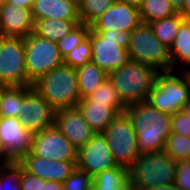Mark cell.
Returning <instances> with one entry per match:
<instances>
[{"instance_id": "cell-14", "label": "cell", "mask_w": 190, "mask_h": 190, "mask_svg": "<svg viewBox=\"0 0 190 190\" xmlns=\"http://www.w3.org/2000/svg\"><path fill=\"white\" fill-rule=\"evenodd\" d=\"M76 163L79 169L93 177L118 166L103 133L95 134L86 145L78 149Z\"/></svg>"}, {"instance_id": "cell-25", "label": "cell", "mask_w": 190, "mask_h": 190, "mask_svg": "<svg viewBox=\"0 0 190 190\" xmlns=\"http://www.w3.org/2000/svg\"><path fill=\"white\" fill-rule=\"evenodd\" d=\"M185 20L186 19L178 13L176 15L149 23V25L160 42L170 48L178 34L181 24Z\"/></svg>"}, {"instance_id": "cell-6", "label": "cell", "mask_w": 190, "mask_h": 190, "mask_svg": "<svg viewBox=\"0 0 190 190\" xmlns=\"http://www.w3.org/2000/svg\"><path fill=\"white\" fill-rule=\"evenodd\" d=\"M129 60L149 65L158 72L172 71L170 48L161 43L148 23L141 22L129 39Z\"/></svg>"}, {"instance_id": "cell-9", "label": "cell", "mask_w": 190, "mask_h": 190, "mask_svg": "<svg viewBox=\"0 0 190 190\" xmlns=\"http://www.w3.org/2000/svg\"><path fill=\"white\" fill-rule=\"evenodd\" d=\"M64 63L56 42L34 33L25 38V64L27 77L34 82Z\"/></svg>"}, {"instance_id": "cell-26", "label": "cell", "mask_w": 190, "mask_h": 190, "mask_svg": "<svg viewBox=\"0 0 190 190\" xmlns=\"http://www.w3.org/2000/svg\"><path fill=\"white\" fill-rule=\"evenodd\" d=\"M143 23H152L178 14L169 0H143L139 9Z\"/></svg>"}, {"instance_id": "cell-10", "label": "cell", "mask_w": 190, "mask_h": 190, "mask_svg": "<svg viewBox=\"0 0 190 190\" xmlns=\"http://www.w3.org/2000/svg\"><path fill=\"white\" fill-rule=\"evenodd\" d=\"M0 82L8 86H32L25 64V39L0 36Z\"/></svg>"}, {"instance_id": "cell-22", "label": "cell", "mask_w": 190, "mask_h": 190, "mask_svg": "<svg viewBox=\"0 0 190 190\" xmlns=\"http://www.w3.org/2000/svg\"><path fill=\"white\" fill-rule=\"evenodd\" d=\"M81 24L80 20L39 19L35 20L33 33L41 38L57 42Z\"/></svg>"}, {"instance_id": "cell-49", "label": "cell", "mask_w": 190, "mask_h": 190, "mask_svg": "<svg viewBox=\"0 0 190 190\" xmlns=\"http://www.w3.org/2000/svg\"><path fill=\"white\" fill-rule=\"evenodd\" d=\"M7 2V0H0V7L4 5Z\"/></svg>"}, {"instance_id": "cell-28", "label": "cell", "mask_w": 190, "mask_h": 190, "mask_svg": "<svg viewBox=\"0 0 190 190\" xmlns=\"http://www.w3.org/2000/svg\"><path fill=\"white\" fill-rule=\"evenodd\" d=\"M23 104V86H8L0 101V116H21V105Z\"/></svg>"}, {"instance_id": "cell-50", "label": "cell", "mask_w": 190, "mask_h": 190, "mask_svg": "<svg viewBox=\"0 0 190 190\" xmlns=\"http://www.w3.org/2000/svg\"><path fill=\"white\" fill-rule=\"evenodd\" d=\"M0 190H4L3 185L1 184V182H0Z\"/></svg>"}, {"instance_id": "cell-36", "label": "cell", "mask_w": 190, "mask_h": 190, "mask_svg": "<svg viewBox=\"0 0 190 190\" xmlns=\"http://www.w3.org/2000/svg\"><path fill=\"white\" fill-rule=\"evenodd\" d=\"M171 133L183 134L190 137L189 116L182 111L173 114L171 118Z\"/></svg>"}, {"instance_id": "cell-48", "label": "cell", "mask_w": 190, "mask_h": 190, "mask_svg": "<svg viewBox=\"0 0 190 190\" xmlns=\"http://www.w3.org/2000/svg\"><path fill=\"white\" fill-rule=\"evenodd\" d=\"M71 1L74 2L76 5H79L82 0H71Z\"/></svg>"}, {"instance_id": "cell-44", "label": "cell", "mask_w": 190, "mask_h": 190, "mask_svg": "<svg viewBox=\"0 0 190 190\" xmlns=\"http://www.w3.org/2000/svg\"><path fill=\"white\" fill-rule=\"evenodd\" d=\"M172 6L176 9L178 13L181 12L183 6V0H169Z\"/></svg>"}, {"instance_id": "cell-19", "label": "cell", "mask_w": 190, "mask_h": 190, "mask_svg": "<svg viewBox=\"0 0 190 190\" xmlns=\"http://www.w3.org/2000/svg\"><path fill=\"white\" fill-rule=\"evenodd\" d=\"M33 19L80 20L78 5L71 0H35L32 8Z\"/></svg>"}, {"instance_id": "cell-5", "label": "cell", "mask_w": 190, "mask_h": 190, "mask_svg": "<svg viewBox=\"0 0 190 190\" xmlns=\"http://www.w3.org/2000/svg\"><path fill=\"white\" fill-rule=\"evenodd\" d=\"M189 101L190 81L183 71L159 72L146 100L155 109L170 115L182 111Z\"/></svg>"}, {"instance_id": "cell-34", "label": "cell", "mask_w": 190, "mask_h": 190, "mask_svg": "<svg viewBox=\"0 0 190 190\" xmlns=\"http://www.w3.org/2000/svg\"><path fill=\"white\" fill-rule=\"evenodd\" d=\"M93 183L94 177L77 167L63 182V190H93Z\"/></svg>"}, {"instance_id": "cell-1", "label": "cell", "mask_w": 190, "mask_h": 190, "mask_svg": "<svg viewBox=\"0 0 190 190\" xmlns=\"http://www.w3.org/2000/svg\"><path fill=\"white\" fill-rule=\"evenodd\" d=\"M125 112L135 128L140 154L164 150L171 134L172 115L155 109L146 101L127 106Z\"/></svg>"}, {"instance_id": "cell-20", "label": "cell", "mask_w": 190, "mask_h": 190, "mask_svg": "<svg viewBox=\"0 0 190 190\" xmlns=\"http://www.w3.org/2000/svg\"><path fill=\"white\" fill-rule=\"evenodd\" d=\"M84 120L96 133H104L111 122L119 115L108 104H101L81 99L76 106Z\"/></svg>"}, {"instance_id": "cell-21", "label": "cell", "mask_w": 190, "mask_h": 190, "mask_svg": "<svg viewBox=\"0 0 190 190\" xmlns=\"http://www.w3.org/2000/svg\"><path fill=\"white\" fill-rule=\"evenodd\" d=\"M170 56L172 71H183L190 65V20H185L181 24L178 34L170 47ZM180 64H182L181 67H179Z\"/></svg>"}, {"instance_id": "cell-43", "label": "cell", "mask_w": 190, "mask_h": 190, "mask_svg": "<svg viewBox=\"0 0 190 190\" xmlns=\"http://www.w3.org/2000/svg\"><path fill=\"white\" fill-rule=\"evenodd\" d=\"M145 190H179L174 184L164 185V186H158V187H152L150 189Z\"/></svg>"}, {"instance_id": "cell-32", "label": "cell", "mask_w": 190, "mask_h": 190, "mask_svg": "<svg viewBox=\"0 0 190 190\" xmlns=\"http://www.w3.org/2000/svg\"><path fill=\"white\" fill-rule=\"evenodd\" d=\"M92 61V48L90 38L87 37L78 46L74 47L64 57V64L70 65L72 68L77 69Z\"/></svg>"}, {"instance_id": "cell-42", "label": "cell", "mask_w": 190, "mask_h": 190, "mask_svg": "<svg viewBox=\"0 0 190 190\" xmlns=\"http://www.w3.org/2000/svg\"><path fill=\"white\" fill-rule=\"evenodd\" d=\"M121 3H126L129 6L135 7L136 9H140L142 6L143 0H116Z\"/></svg>"}, {"instance_id": "cell-37", "label": "cell", "mask_w": 190, "mask_h": 190, "mask_svg": "<svg viewBox=\"0 0 190 190\" xmlns=\"http://www.w3.org/2000/svg\"><path fill=\"white\" fill-rule=\"evenodd\" d=\"M45 180L32 174H28L24 170L21 172L20 183L22 190H43Z\"/></svg>"}, {"instance_id": "cell-12", "label": "cell", "mask_w": 190, "mask_h": 190, "mask_svg": "<svg viewBox=\"0 0 190 190\" xmlns=\"http://www.w3.org/2000/svg\"><path fill=\"white\" fill-rule=\"evenodd\" d=\"M31 153L44 159L77 161L78 149L53 126L34 133Z\"/></svg>"}, {"instance_id": "cell-31", "label": "cell", "mask_w": 190, "mask_h": 190, "mask_svg": "<svg viewBox=\"0 0 190 190\" xmlns=\"http://www.w3.org/2000/svg\"><path fill=\"white\" fill-rule=\"evenodd\" d=\"M89 31V25L79 24L70 33L59 39L56 44L60 50L61 56L64 58L74 47L85 40L88 37Z\"/></svg>"}, {"instance_id": "cell-38", "label": "cell", "mask_w": 190, "mask_h": 190, "mask_svg": "<svg viewBox=\"0 0 190 190\" xmlns=\"http://www.w3.org/2000/svg\"><path fill=\"white\" fill-rule=\"evenodd\" d=\"M43 190H63V183L57 181H46Z\"/></svg>"}, {"instance_id": "cell-46", "label": "cell", "mask_w": 190, "mask_h": 190, "mask_svg": "<svg viewBox=\"0 0 190 190\" xmlns=\"http://www.w3.org/2000/svg\"><path fill=\"white\" fill-rule=\"evenodd\" d=\"M7 87H8L7 84L0 82V101H1L2 95Z\"/></svg>"}, {"instance_id": "cell-47", "label": "cell", "mask_w": 190, "mask_h": 190, "mask_svg": "<svg viewBox=\"0 0 190 190\" xmlns=\"http://www.w3.org/2000/svg\"><path fill=\"white\" fill-rule=\"evenodd\" d=\"M183 72L187 75V78L190 81V65L187 68H185Z\"/></svg>"}, {"instance_id": "cell-16", "label": "cell", "mask_w": 190, "mask_h": 190, "mask_svg": "<svg viewBox=\"0 0 190 190\" xmlns=\"http://www.w3.org/2000/svg\"><path fill=\"white\" fill-rule=\"evenodd\" d=\"M140 12L135 7L116 1L91 25L93 31L118 30L132 32L140 23Z\"/></svg>"}, {"instance_id": "cell-2", "label": "cell", "mask_w": 190, "mask_h": 190, "mask_svg": "<svg viewBox=\"0 0 190 190\" xmlns=\"http://www.w3.org/2000/svg\"><path fill=\"white\" fill-rule=\"evenodd\" d=\"M31 87L55 111L76 107L81 100L76 69L64 63L38 77Z\"/></svg>"}, {"instance_id": "cell-30", "label": "cell", "mask_w": 190, "mask_h": 190, "mask_svg": "<svg viewBox=\"0 0 190 190\" xmlns=\"http://www.w3.org/2000/svg\"><path fill=\"white\" fill-rule=\"evenodd\" d=\"M164 151L175 162L190 160V137L171 133L166 140Z\"/></svg>"}, {"instance_id": "cell-41", "label": "cell", "mask_w": 190, "mask_h": 190, "mask_svg": "<svg viewBox=\"0 0 190 190\" xmlns=\"http://www.w3.org/2000/svg\"><path fill=\"white\" fill-rule=\"evenodd\" d=\"M10 162L11 160L6 156V154L3 151H0V173Z\"/></svg>"}, {"instance_id": "cell-8", "label": "cell", "mask_w": 190, "mask_h": 190, "mask_svg": "<svg viewBox=\"0 0 190 190\" xmlns=\"http://www.w3.org/2000/svg\"><path fill=\"white\" fill-rule=\"evenodd\" d=\"M117 165L129 168L140 155L137 135L126 112L119 114L103 133Z\"/></svg>"}, {"instance_id": "cell-15", "label": "cell", "mask_w": 190, "mask_h": 190, "mask_svg": "<svg viewBox=\"0 0 190 190\" xmlns=\"http://www.w3.org/2000/svg\"><path fill=\"white\" fill-rule=\"evenodd\" d=\"M23 170L45 181L63 183L77 168V161H60L44 159L34 156L31 152L24 155L19 161Z\"/></svg>"}, {"instance_id": "cell-39", "label": "cell", "mask_w": 190, "mask_h": 190, "mask_svg": "<svg viewBox=\"0 0 190 190\" xmlns=\"http://www.w3.org/2000/svg\"><path fill=\"white\" fill-rule=\"evenodd\" d=\"M35 0H7L10 4H15L17 7H27L32 8L33 2Z\"/></svg>"}, {"instance_id": "cell-29", "label": "cell", "mask_w": 190, "mask_h": 190, "mask_svg": "<svg viewBox=\"0 0 190 190\" xmlns=\"http://www.w3.org/2000/svg\"><path fill=\"white\" fill-rule=\"evenodd\" d=\"M115 2L116 0H82L78 5L81 24L90 26Z\"/></svg>"}, {"instance_id": "cell-13", "label": "cell", "mask_w": 190, "mask_h": 190, "mask_svg": "<svg viewBox=\"0 0 190 190\" xmlns=\"http://www.w3.org/2000/svg\"><path fill=\"white\" fill-rule=\"evenodd\" d=\"M34 133L25 129L19 118L0 116V145L11 161H19L32 150Z\"/></svg>"}, {"instance_id": "cell-33", "label": "cell", "mask_w": 190, "mask_h": 190, "mask_svg": "<svg viewBox=\"0 0 190 190\" xmlns=\"http://www.w3.org/2000/svg\"><path fill=\"white\" fill-rule=\"evenodd\" d=\"M23 166L18 161H11L0 173V182L4 190H22L20 183Z\"/></svg>"}, {"instance_id": "cell-27", "label": "cell", "mask_w": 190, "mask_h": 190, "mask_svg": "<svg viewBox=\"0 0 190 190\" xmlns=\"http://www.w3.org/2000/svg\"><path fill=\"white\" fill-rule=\"evenodd\" d=\"M86 99L91 102L108 104L118 114L124 113L126 110V106L122 103L117 90L109 78H107L95 92L86 97Z\"/></svg>"}, {"instance_id": "cell-40", "label": "cell", "mask_w": 190, "mask_h": 190, "mask_svg": "<svg viewBox=\"0 0 190 190\" xmlns=\"http://www.w3.org/2000/svg\"><path fill=\"white\" fill-rule=\"evenodd\" d=\"M180 14L186 19L190 20V0H183V6Z\"/></svg>"}, {"instance_id": "cell-7", "label": "cell", "mask_w": 190, "mask_h": 190, "mask_svg": "<svg viewBox=\"0 0 190 190\" xmlns=\"http://www.w3.org/2000/svg\"><path fill=\"white\" fill-rule=\"evenodd\" d=\"M92 48V62L97 64L107 74L120 68L129 61L128 31H93L88 33Z\"/></svg>"}, {"instance_id": "cell-35", "label": "cell", "mask_w": 190, "mask_h": 190, "mask_svg": "<svg viewBox=\"0 0 190 190\" xmlns=\"http://www.w3.org/2000/svg\"><path fill=\"white\" fill-rule=\"evenodd\" d=\"M174 185L179 190H190V160L176 162Z\"/></svg>"}, {"instance_id": "cell-18", "label": "cell", "mask_w": 190, "mask_h": 190, "mask_svg": "<svg viewBox=\"0 0 190 190\" xmlns=\"http://www.w3.org/2000/svg\"><path fill=\"white\" fill-rule=\"evenodd\" d=\"M32 11L6 2L0 7V36L25 39L34 31Z\"/></svg>"}, {"instance_id": "cell-17", "label": "cell", "mask_w": 190, "mask_h": 190, "mask_svg": "<svg viewBox=\"0 0 190 190\" xmlns=\"http://www.w3.org/2000/svg\"><path fill=\"white\" fill-rule=\"evenodd\" d=\"M55 126L77 149L86 145L96 134L77 107L56 111Z\"/></svg>"}, {"instance_id": "cell-45", "label": "cell", "mask_w": 190, "mask_h": 190, "mask_svg": "<svg viewBox=\"0 0 190 190\" xmlns=\"http://www.w3.org/2000/svg\"><path fill=\"white\" fill-rule=\"evenodd\" d=\"M182 112L189 116L190 120V101L184 105V107L182 108Z\"/></svg>"}, {"instance_id": "cell-3", "label": "cell", "mask_w": 190, "mask_h": 190, "mask_svg": "<svg viewBox=\"0 0 190 190\" xmlns=\"http://www.w3.org/2000/svg\"><path fill=\"white\" fill-rule=\"evenodd\" d=\"M158 73L149 65L129 60L125 65L110 72L108 78L127 107L147 100Z\"/></svg>"}, {"instance_id": "cell-23", "label": "cell", "mask_w": 190, "mask_h": 190, "mask_svg": "<svg viewBox=\"0 0 190 190\" xmlns=\"http://www.w3.org/2000/svg\"><path fill=\"white\" fill-rule=\"evenodd\" d=\"M81 99L91 95L108 78V74L94 62L76 69Z\"/></svg>"}, {"instance_id": "cell-24", "label": "cell", "mask_w": 190, "mask_h": 190, "mask_svg": "<svg viewBox=\"0 0 190 190\" xmlns=\"http://www.w3.org/2000/svg\"><path fill=\"white\" fill-rule=\"evenodd\" d=\"M129 170L116 166L94 176L93 190H129Z\"/></svg>"}, {"instance_id": "cell-11", "label": "cell", "mask_w": 190, "mask_h": 190, "mask_svg": "<svg viewBox=\"0 0 190 190\" xmlns=\"http://www.w3.org/2000/svg\"><path fill=\"white\" fill-rule=\"evenodd\" d=\"M56 111L31 86H23V104L19 120L22 126L38 133L55 126Z\"/></svg>"}, {"instance_id": "cell-4", "label": "cell", "mask_w": 190, "mask_h": 190, "mask_svg": "<svg viewBox=\"0 0 190 190\" xmlns=\"http://www.w3.org/2000/svg\"><path fill=\"white\" fill-rule=\"evenodd\" d=\"M132 190L174 184L176 162L164 150L140 154L128 168Z\"/></svg>"}]
</instances>
